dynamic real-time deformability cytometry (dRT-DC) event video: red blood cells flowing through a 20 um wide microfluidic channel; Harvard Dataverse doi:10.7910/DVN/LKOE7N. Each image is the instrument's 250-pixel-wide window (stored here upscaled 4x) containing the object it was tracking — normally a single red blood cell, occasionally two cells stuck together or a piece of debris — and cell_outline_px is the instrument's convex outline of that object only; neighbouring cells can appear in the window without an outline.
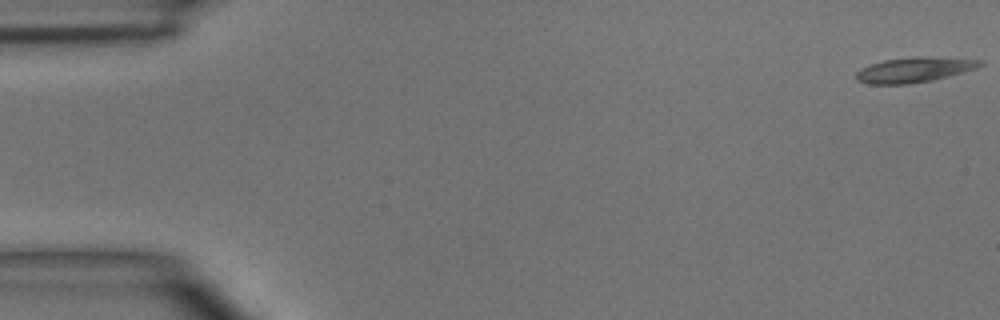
{"species": "common noctule bat (a hibernating species)", "species_latin": "Nyctalus noctula", "temperature_condition": "room temperature", "stored_images_in_passage": 5, "segment_of_instrument_passage": [2, 2], "camera_frame_rate_fps": 3000, "um_per_image_px": 0.085, "animal": {"sex": "male", "body_mass_g": 15.6}, "frame": {"image": 1, "passage_image": 5, "time_ms": 4.667, "image_size_px": [1000, 320], "cell_outline_px": [[984, 64], [976, 68], [932, 80], [908, 84], [868, 84], [856, 80], [856, 72], [860, 68], [884, 60], [916, 56], [924, 56], [980, 60]], "centroid_in_image_um": [77.66, 5.93], "position_along_channel_um": 7.3, "area_um2": 17.92}}